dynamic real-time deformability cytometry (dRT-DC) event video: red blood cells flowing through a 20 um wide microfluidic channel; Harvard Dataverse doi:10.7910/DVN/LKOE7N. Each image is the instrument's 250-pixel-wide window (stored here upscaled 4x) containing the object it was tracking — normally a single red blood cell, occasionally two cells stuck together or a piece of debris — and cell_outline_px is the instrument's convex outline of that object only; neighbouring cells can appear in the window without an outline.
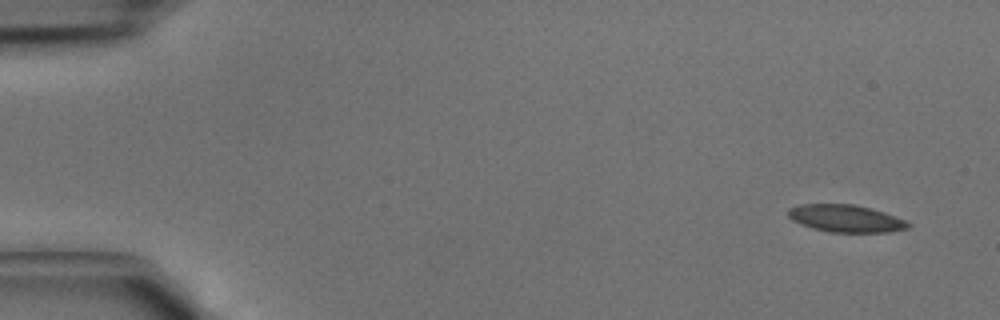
{"species": "common noctule bat (a hibernating species)", "species_latin": "Nyctalus noctula", "temperature_condition": "cold", "stored_images_in_passage": 4, "camera_frame_rate_fps": 3000, "um_per_image_px": 0.085, "animal": {"sex": "male", "body_mass_g": 15.6}, "frame": {"image": 1, "passage_image": 1, "time_ms": 0.0, "image_size_px": [1000, 320], "cell_outline_px": [[912, 224], [908, 228], [892, 232], [832, 232], [812, 228], [800, 224], [792, 220], [788, 216], [788, 208], [800, 204], [852, 204], [884, 212], [904, 220]], "centroid_in_image_um": [71.87, 18.57], "position_along_channel_um": 13.1, "area_um2": 19.02}}